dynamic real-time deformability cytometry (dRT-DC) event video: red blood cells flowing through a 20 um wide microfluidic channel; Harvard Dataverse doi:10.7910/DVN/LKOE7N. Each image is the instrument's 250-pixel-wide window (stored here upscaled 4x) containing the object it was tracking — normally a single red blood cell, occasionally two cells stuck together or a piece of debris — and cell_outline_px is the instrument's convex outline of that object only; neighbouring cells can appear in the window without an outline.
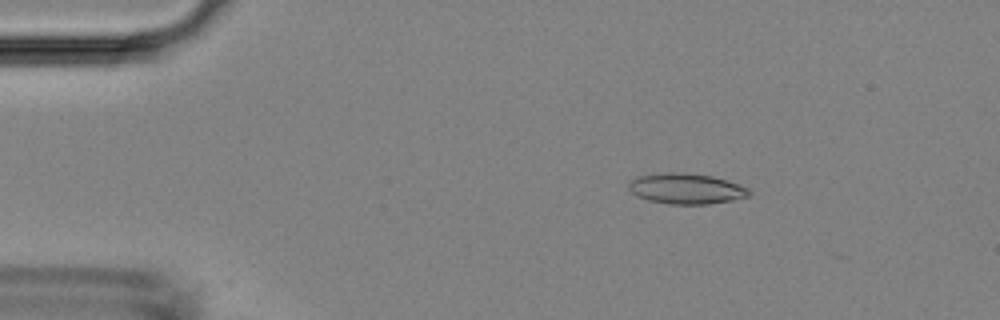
{"species": "Egyptian fruit bat (a non-hibernating species)", "species_latin": "Rousettus aegyptiacus", "temperature_condition": "room temperature", "stored_images_in_passage": 5, "camera_frame_rate_fps": 3000, "um_per_image_px": 0.085, "animal": {"sex": "female"}, "frame": {"image": 1, "passage_image": 2, "time_ms": 2.0, "image_size_px": [1000, 320], "cell_outline_px": [[752, 192], [748, 196], [732, 200], [708, 204], [668, 204], [648, 200], [636, 196], [628, 188], [628, 180], [636, 176], [656, 172], [684, 172], [712, 176], [728, 180], [740, 184], [748, 188]], "centroid_in_image_um": [58.28, 16.01], "position_along_channel_um": 26.7, "area_um2": 21.91}}
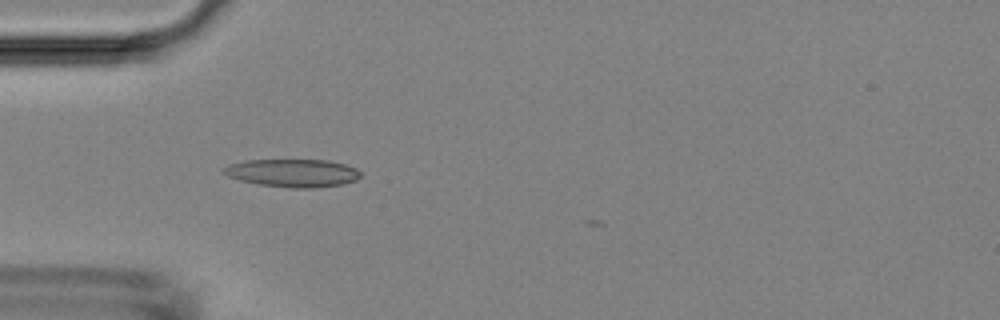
{"frame": {"image": 2, "passage_image": 4, "time_ms": 4.333, "image_size_px": [1000, 320], "cell_outline_px": [[364, 176], [356, 180], [340, 184], [316, 188], [292, 188], [260, 184], [240, 180], [228, 176], [220, 168], [228, 164], [244, 160], [328, 160], [344, 164], [356, 168]], "centroid_in_image_um": [24.88, 14.7], "position_along_channel_um": 60.1, "area_um2": 22.37}}